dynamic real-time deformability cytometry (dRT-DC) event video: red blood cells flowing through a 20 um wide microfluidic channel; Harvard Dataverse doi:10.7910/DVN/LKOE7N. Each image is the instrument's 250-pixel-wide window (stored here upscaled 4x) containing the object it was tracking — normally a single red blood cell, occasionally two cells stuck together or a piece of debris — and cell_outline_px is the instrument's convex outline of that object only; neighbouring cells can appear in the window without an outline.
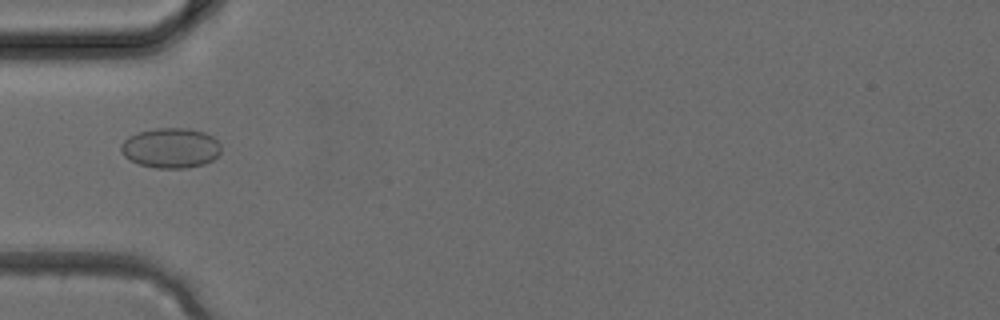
{"species": "common noctule bat (a hibernating species)", "species_latin": "Nyctalus noctula", "temperature_condition": "cold", "stored_images_in_passage": 2, "camera_frame_rate_fps": 3000, "um_per_image_px": 0.085, "animal": {"sex": "female", "body_mass_g": 24.6, "forearm_length_mm": 56.2}, "frame": {"image": 1, "passage_image": 2, "time_ms": 0.333, "image_size_px": [1000, 320], "cell_outline_px": [[220, 152], [212, 160], [204, 164], [184, 168], [156, 168], [140, 164], [124, 156], [120, 148], [120, 144], [128, 136], [140, 132], [156, 128], [188, 128], [204, 132], [212, 136], [220, 144]], "centroid_in_image_um": [14.51, 12.57], "position_along_channel_um": 70.5, "area_um2": 23.24}}